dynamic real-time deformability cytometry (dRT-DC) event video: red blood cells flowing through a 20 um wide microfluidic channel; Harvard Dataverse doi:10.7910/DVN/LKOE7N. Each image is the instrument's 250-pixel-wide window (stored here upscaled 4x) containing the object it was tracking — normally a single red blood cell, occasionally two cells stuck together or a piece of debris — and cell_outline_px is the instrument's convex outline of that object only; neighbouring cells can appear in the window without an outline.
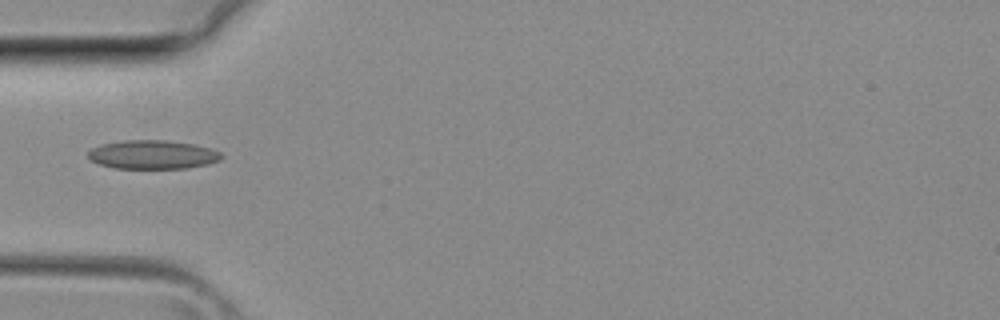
{"species": "common noctule bat (a hibernating species)", "species_latin": "Nyctalus noctula", "temperature_condition": "room temperature", "stored_images_in_passage": 1, "camera_frame_rate_fps": 3000, "um_per_image_px": 0.085, "animal": {"sex": "female", "body_mass_g": 29.2, "forearm_length_mm": 56.3}, "frame": {"image": 1, "passage_image": 1, "time_ms": 0.0, "image_size_px": [1000, 320], "cell_outline_px": [[192, 164], [168, 168], [128, 168], [108, 164], [96, 160], [140, 144], [172, 144]], "centroid_in_image_um": [12.55, 13.36], "position_along_channel_um": 72.5, "area_um2": 11.5}}